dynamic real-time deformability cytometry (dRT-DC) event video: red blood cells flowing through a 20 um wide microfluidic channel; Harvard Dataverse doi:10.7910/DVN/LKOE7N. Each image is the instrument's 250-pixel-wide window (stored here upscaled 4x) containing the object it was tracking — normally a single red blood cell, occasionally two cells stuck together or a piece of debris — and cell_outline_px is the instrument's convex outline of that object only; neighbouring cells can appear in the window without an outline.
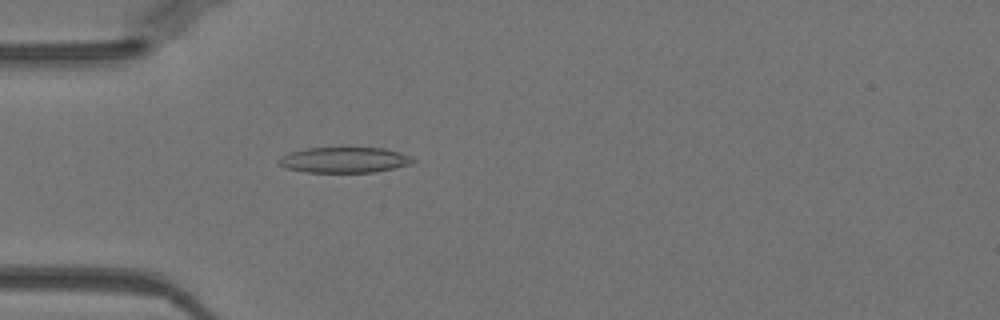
{"species": "Egyptian fruit bat (a non-hibernating species)", "species_latin": "Rousettus aegyptiacus", "temperature_condition": "warm", "stored_images_in_passage": 4, "camera_frame_rate_fps": 3000, "um_per_image_px": 0.085, "animal": {"sex": "female"}, "frame": {"image": 1, "passage_image": 1, "time_ms": 0.0, "image_size_px": [1000, 320], "cell_outline_px": [[416, 160], [412, 164], [376, 172], [304, 172], [284, 168], [276, 160], [280, 156], [304, 148], [384, 148], [400, 152], [412, 156]], "centroid_in_image_um": [29.28, 13.6], "position_along_channel_um": 55.7, "area_um2": 20.17}}
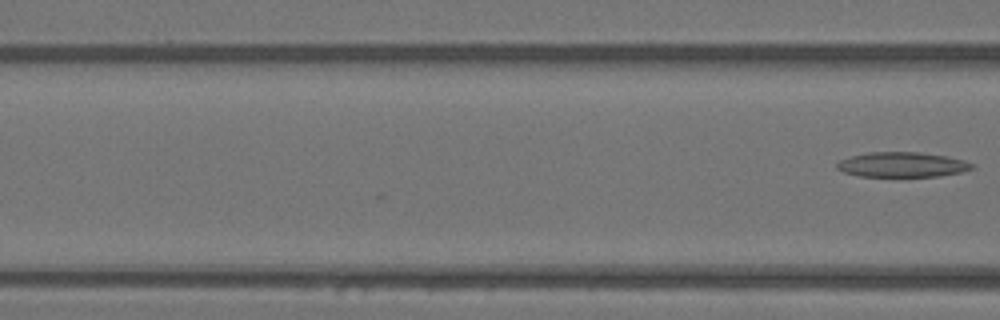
{"frame": {"image": 2, "passage_image": 4, "time_ms": 1.0, "image_size_px": [1000, 320], "cell_outline_px": [[976, 168], [960, 172], [940, 176], [860, 176], [844, 172], [836, 168], [836, 164], [840, 160], [852, 156], [868, 152], [920, 152], [948, 156], [964, 160], [972, 164]], "centroid_in_image_um": [76.7, 13.99], "position_along_channel_um": 89.9, "area_um2": 19.59}}